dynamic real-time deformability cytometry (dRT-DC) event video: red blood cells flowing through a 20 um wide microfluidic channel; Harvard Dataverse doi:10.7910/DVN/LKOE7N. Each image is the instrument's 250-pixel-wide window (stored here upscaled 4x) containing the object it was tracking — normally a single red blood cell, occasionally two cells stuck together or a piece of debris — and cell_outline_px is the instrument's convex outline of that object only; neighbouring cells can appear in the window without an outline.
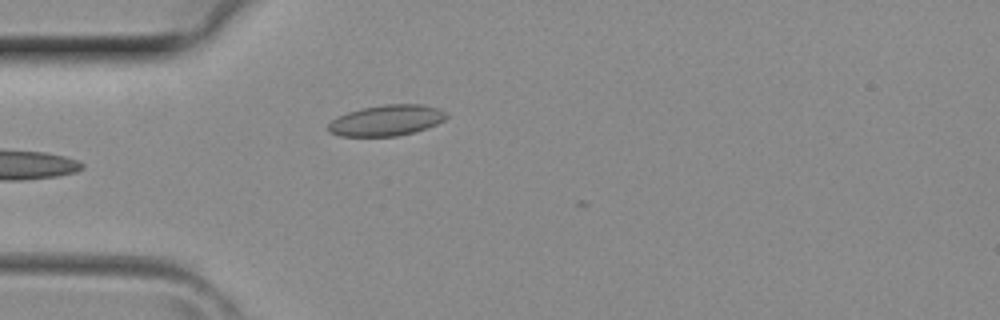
{"species": "common noctule bat (a hibernating species)", "species_latin": "Nyctalus noctula", "temperature_condition": "room temperature", "stored_images_in_passage": 2, "camera_frame_rate_fps": 3000, "um_per_image_px": 0.085, "animal": {"sex": "female", "body_mass_g": 29.2, "forearm_length_mm": 56.3}, "frame": {"image": 1, "passage_image": 2, "time_ms": 0.333, "image_size_px": [1000, 320], "cell_outline_px": [[448, 116], [444, 120], [436, 124], [412, 132], [396, 136], [340, 136], [328, 132], [328, 124], [336, 116], [360, 108], [384, 104], [424, 104], [440, 108], [448, 112]], "centroid_in_image_um": [32.85, 10.21], "position_along_channel_um": 52.2, "area_um2": 21.39}}